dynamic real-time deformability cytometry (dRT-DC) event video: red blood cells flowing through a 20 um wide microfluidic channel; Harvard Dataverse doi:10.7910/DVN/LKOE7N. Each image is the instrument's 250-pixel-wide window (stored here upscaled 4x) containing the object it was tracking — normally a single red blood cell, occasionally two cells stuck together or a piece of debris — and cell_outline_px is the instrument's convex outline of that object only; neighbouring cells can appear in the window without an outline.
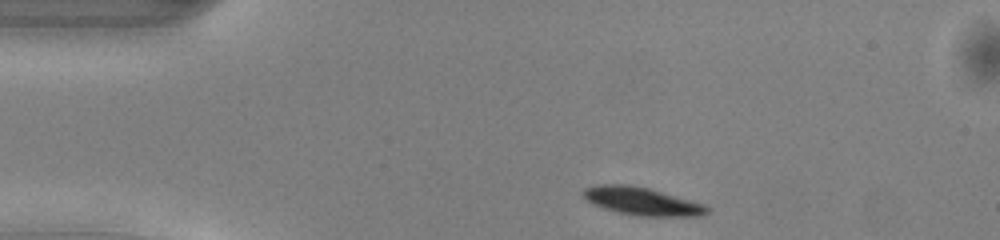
{"species": "common noctule bat (a hibernating species)", "species_latin": "Nyctalus noctula", "temperature_condition": "warm", "stored_images_in_passage": 42, "camera_frame_rate_fps": 3000, "um_per_image_px": 0.085, "animal": {"sex": "male", "body_mass_g": 13.0, "forearm_length_mm": 53.1}, "frame": {"image": 1, "passage_image": 1, "time_ms": 0.0, "image_size_px": [1000, 240], "cell_outline_px": [[708, 212], [700, 216], [640, 216], [620, 212], [604, 208], [592, 204], [580, 192], [584, 188], [600, 184], [628, 184], [648, 188], [704, 204], [708, 208]], "centroid_in_image_um": [54.53, 17.1], "position_along_channel_um": 30.5, "area_um2": 19.88}}
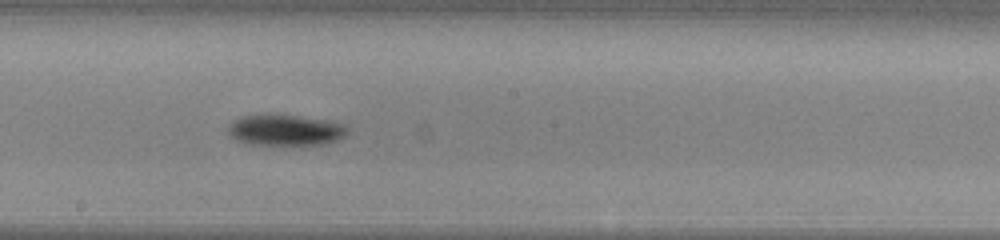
{"frame": {"image": 2, "passage_image": 19, "time_ms": 6.0, "image_size_px": [1000, 240], "cell_outline_px": [[348, 132], [344, 136], [328, 144], [300, 148], [248, 144], [236, 140], [228, 136], [228, 124], [232, 120], [244, 116], [268, 112], [276, 112], [328, 120], [344, 124], [348, 128]], "centroid_in_image_um": [24.24, 11.08], "position_along_channel_um": 224.0, "area_um2": 23.41}}
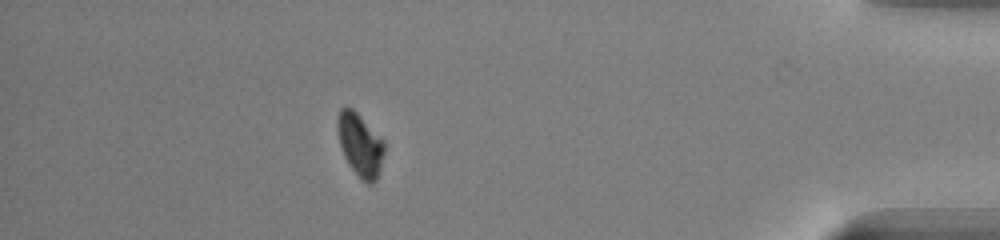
{"frame": {"image": 3, "passage_image": 36, "time_ms": 11.667, "image_size_px": [1000, 240], "cell_outline_px": [[384, 152], [380, 172], [376, 180], [372, 184], [368, 184], [348, 164], [340, 148], [336, 128], [336, 120], [340, 108], [352, 108], [384, 140]], "centroid_in_image_um": [30.6, 12.3], "position_along_channel_um": 404.6, "area_um2": 17.17}, "authors_computed_cell_mechanics": {"area_um2": 20.3745, "velocity_mm_per_s": 4.0864, "shape_relaxation_time_tau1_ms": 1.7988, "shape_relaxation_time_tau2_ms": null, "deformation_change_tau1": 0.0956, "deformation_change_tau2": null}}